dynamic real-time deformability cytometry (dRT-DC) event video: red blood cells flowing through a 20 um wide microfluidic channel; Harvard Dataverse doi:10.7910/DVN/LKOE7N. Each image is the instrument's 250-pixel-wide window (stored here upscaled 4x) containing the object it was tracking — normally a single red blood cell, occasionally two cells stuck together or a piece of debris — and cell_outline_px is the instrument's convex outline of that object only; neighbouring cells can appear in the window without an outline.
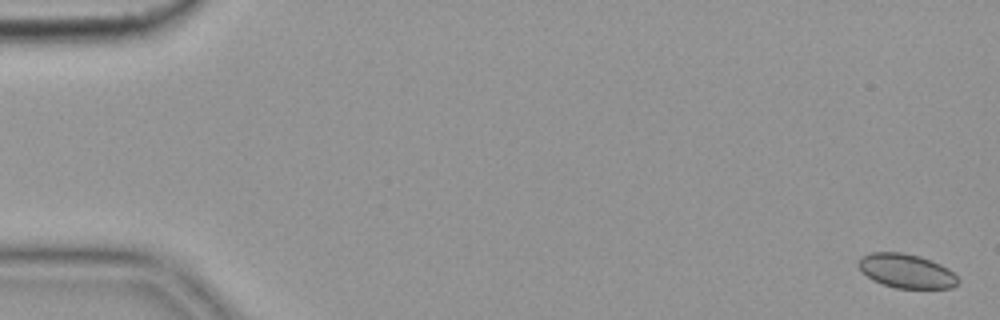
{"species": "common noctule bat (a hibernating species)", "species_latin": "Nyctalus noctula", "temperature_condition": "cold", "stored_images_in_passage": 57, "camera_frame_rate_fps": 3000, "um_per_image_px": 0.085, "animal": {"sex": "female", "body_mass_g": 19.9}, "frame": {"image": 1, "passage_image": 2, "time_ms": 0.333, "image_size_px": [1000, 320], "cell_outline_px": [[960, 280], [952, 288], [896, 288], [872, 280], [860, 272], [856, 264], [860, 256], [872, 252], [904, 252], [920, 256], [932, 260], [948, 268]], "centroid_in_image_um": [76.99, 23.02], "position_along_channel_um": 8.0, "area_um2": 20.06}}
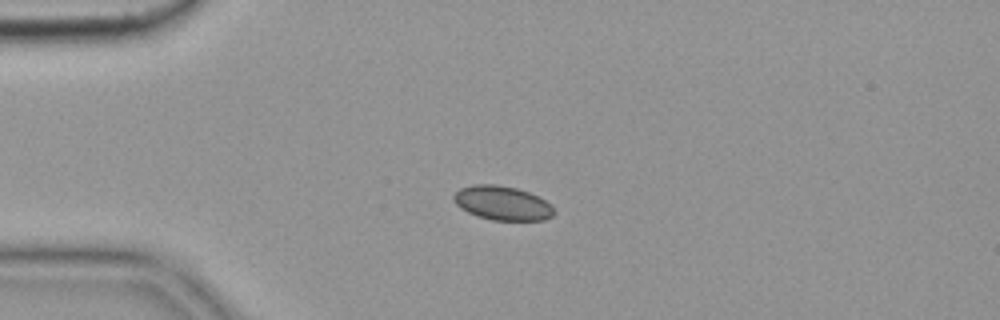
{"frame": {"image": 2, "passage_image": 15, "time_ms": 4.667, "image_size_px": [1000, 320], "cell_outline_px": [[556, 212], [552, 216], [544, 220], [492, 220], [476, 216], [460, 208], [452, 200], [452, 196], [460, 188], [472, 184], [496, 184], [516, 188], [528, 192], [552, 204]], "centroid_in_image_um": [42.68, 17.26], "position_along_channel_um": 42.3, "area_um2": 20.11}}
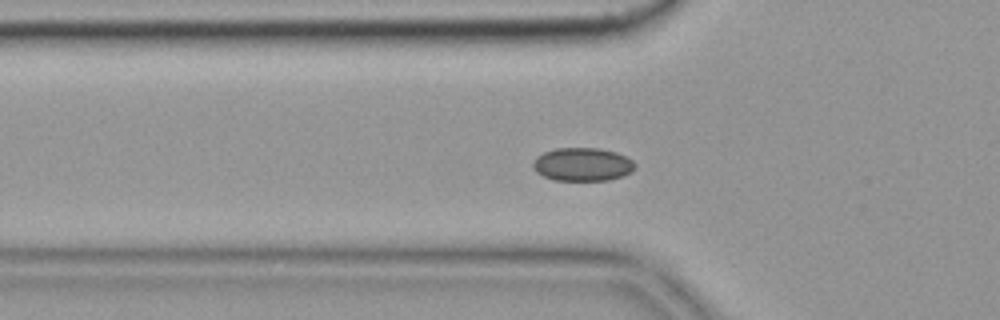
{"frame": {"image": 3, "passage_image": 20, "time_ms": 6.333, "image_size_px": [1000, 320], "cell_outline_px": [[636, 168], [632, 172], [624, 176], [608, 180], [552, 180], [536, 172], [532, 168], [532, 160], [536, 156], [544, 152], [556, 148], [600, 148], [616, 152], [632, 160], [636, 164]], "centroid_in_image_um": [49.5, 13.97], "position_along_channel_um": 76.3, "area_um2": 20.06}}